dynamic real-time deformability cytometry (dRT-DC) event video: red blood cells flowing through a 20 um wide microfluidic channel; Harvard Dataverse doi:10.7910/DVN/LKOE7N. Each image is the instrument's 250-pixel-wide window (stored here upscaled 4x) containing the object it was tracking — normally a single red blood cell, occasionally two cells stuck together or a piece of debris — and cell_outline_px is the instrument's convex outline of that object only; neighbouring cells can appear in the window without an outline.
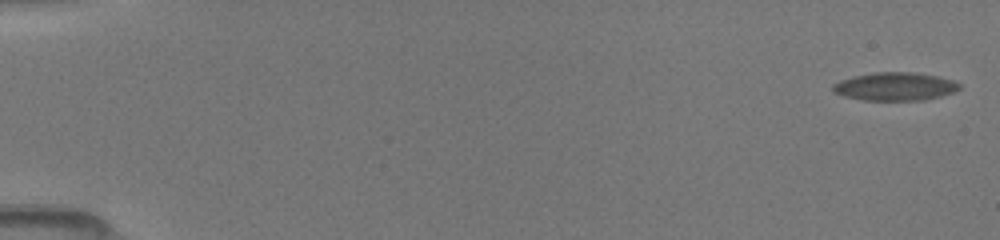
{"species": "common noctule bat (a hibernating species)", "species_latin": "Nyctalus noctula", "temperature_condition": "room temperature", "stored_images_in_passage": 18, "camera_frame_rate_fps": 3000, "um_per_image_px": 0.085, "animal": {"sex": "female", "body_mass_g": 19.5, "forearm_length_mm": 54.1}, "frame": {"image": 1, "passage_image": 1, "time_ms": 0.0, "image_size_px": [1000, 240], "cell_outline_px": [[960, 88], [952, 92], [940, 96], [924, 100], [864, 100], [844, 96], [832, 92], [832, 84], [840, 80], [852, 76], [876, 72], [912, 72], [940, 76], [956, 80], [960, 84]], "centroid_in_image_um": [76.07, 7.34], "position_along_channel_um": 8.9, "area_um2": 20.92}}
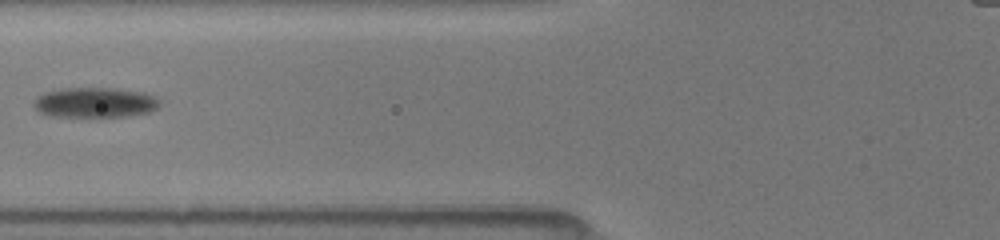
{"frame": {"image": 2, "passage_image": 13, "time_ms": 7.0, "image_size_px": [1000, 240], "cell_outline_px": [[160, 104], [156, 108], [148, 112], [124, 116], [52, 116], [40, 112], [32, 104], [44, 92], [68, 88], [112, 88], [144, 92], [160, 100]], "centroid_in_image_um": [8.08, 8.71], "position_along_channel_um": 117.7, "area_um2": 21.68}}
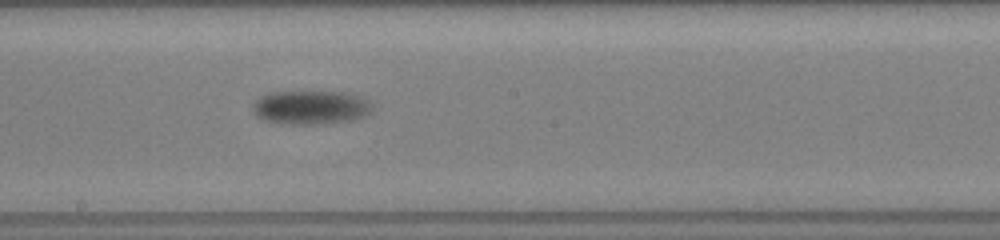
{"frame": {"image": 3, "passage_image": 18, "time_ms": 9.667, "image_size_px": [1000, 240], "cell_outline_px": [[372, 112], [364, 116], [348, 120], [324, 124], [292, 124], [264, 120], [256, 116], [252, 108], [256, 100], [272, 92], [344, 92], [368, 100], [372, 104]], "centroid_in_image_um": [26.43, 9.14], "position_along_channel_um": 221.8, "area_um2": 23.24}}